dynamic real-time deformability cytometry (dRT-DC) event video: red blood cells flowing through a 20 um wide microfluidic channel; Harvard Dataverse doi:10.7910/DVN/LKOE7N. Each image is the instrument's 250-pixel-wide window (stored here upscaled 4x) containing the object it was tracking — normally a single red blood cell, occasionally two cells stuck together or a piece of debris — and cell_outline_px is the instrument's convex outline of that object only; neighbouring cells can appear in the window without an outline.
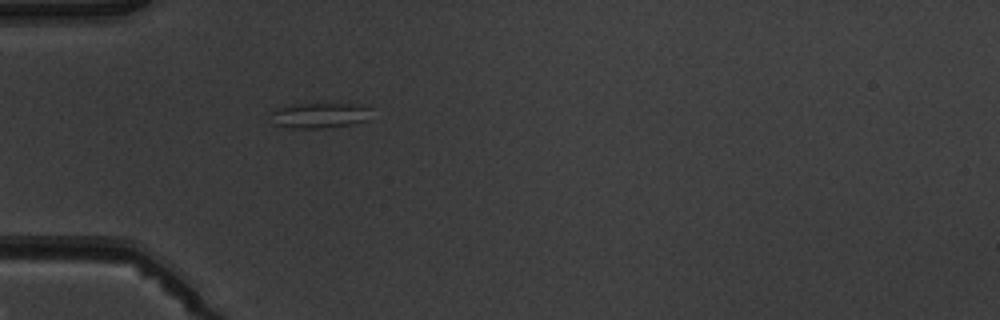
{"species": "common noctule bat (a hibernating species)", "species_latin": "Nyctalus noctula", "temperature_condition": "warm", "stored_images_in_passage": 1, "camera_frame_rate_fps": 3000, "um_per_image_px": 0.085, "animal": {"sex": "male", "body_mass_g": 19.5, "forearm_length_mm": 54.6}, "frame": {"image": 1, "passage_image": 1, "time_ms": 0.0, "image_size_px": [1000, 320], "cell_outline_px": [[368, 108], [364, 120], [348, 124], [320, 128], [292, 128], [272, 124], [268, 112], [276, 108], [292, 104], [352, 104]], "centroid_in_image_um": [26.94, 9.81], "position_along_channel_um": 58.1, "area_um2": 14.45}}